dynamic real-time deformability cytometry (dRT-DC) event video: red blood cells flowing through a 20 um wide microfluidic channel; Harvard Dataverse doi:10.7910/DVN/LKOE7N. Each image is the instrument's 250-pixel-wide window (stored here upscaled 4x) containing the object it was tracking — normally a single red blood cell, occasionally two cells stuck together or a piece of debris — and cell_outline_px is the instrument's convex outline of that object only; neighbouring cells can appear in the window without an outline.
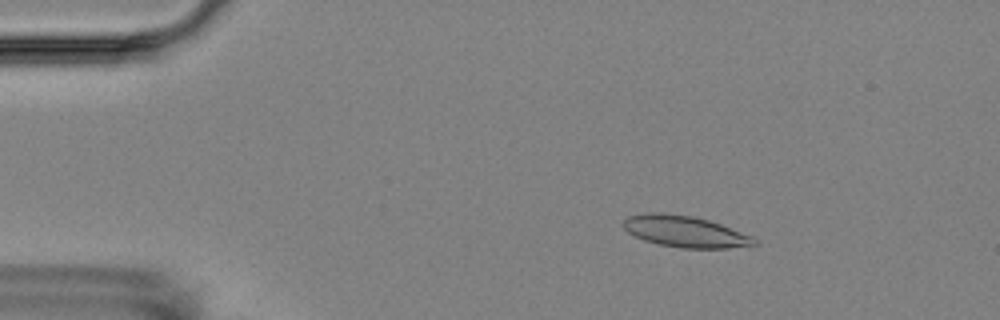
{"species": "Egyptian fruit bat (a non-hibernating species)", "species_latin": "Rousettus aegyptiacus", "temperature_condition": "room temperature", "stored_images_in_passage": 5, "camera_frame_rate_fps": 3000, "um_per_image_px": 0.085, "animal": {"sex": "female"}, "frame": {"image": 1, "passage_image": 3, "time_ms": 2.333, "image_size_px": [1000, 320], "cell_outline_px": [[760, 244], [752, 248], [680, 248], [660, 244], [644, 240], [628, 232], [620, 224], [628, 216], [644, 212], [660, 212], [692, 216], [708, 220], [720, 224], [752, 236]], "centroid_in_image_um": [58.27, 19.69], "position_along_channel_um": 26.7, "area_um2": 24.28}}